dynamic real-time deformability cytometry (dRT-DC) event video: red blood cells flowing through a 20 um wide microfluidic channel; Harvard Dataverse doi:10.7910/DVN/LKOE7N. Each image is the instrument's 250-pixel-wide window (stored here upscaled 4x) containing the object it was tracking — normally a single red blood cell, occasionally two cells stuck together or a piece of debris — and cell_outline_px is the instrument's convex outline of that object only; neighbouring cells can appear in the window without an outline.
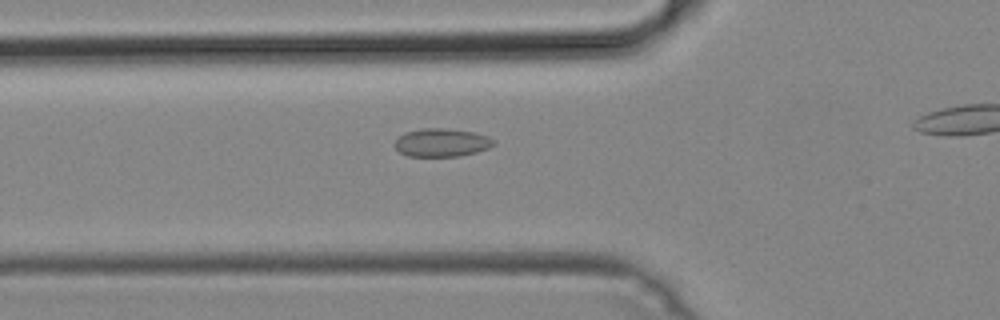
{"species": "common noctule bat (a hibernating species)", "species_latin": "Nyctalus noctula", "temperature_condition": "cold", "stored_images_in_passage": 33, "segment_of_instrument_passage": [1, 2], "camera_frame_rate_fps": 3000, "um_per_image_px": 0.085, "animal": {"sex": "male", "body_mass_g": 19.2, "forearm_length_mm": 51.8}, "frame": {"image": 1, "passage_image": 9, "time_ms": 2.667, "image_size_px": [1000, 320], "cell_outline_px": [[496, 144], [488, 148], [476, 152], [460, 156], [408, 156], [400, 152], [392, 144], [404, 132], [420, 128], [448, 128], [476, 132], [488, 136], [496, 140]], "centroid_in_image_um": [37.56, 12.1], "position_along_channel_um": 88.2, "area_um2": 16.53}}
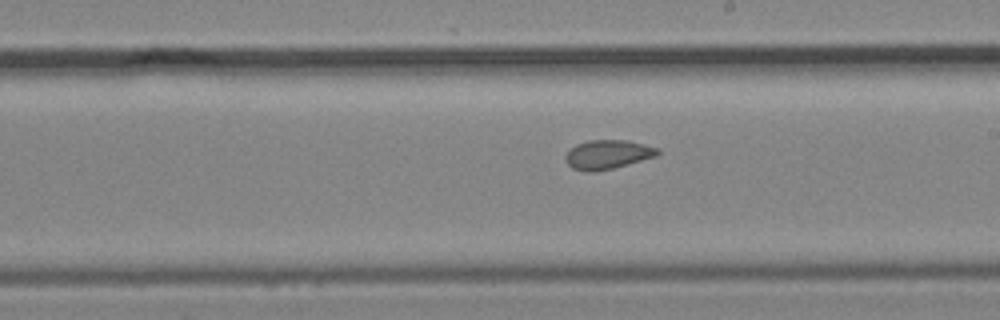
{"frame": {"image": 2, "passage_image": 20, "time_ms": 6.333, "image_size_px": [1000, 320], "cell_outline_px": [[660, 152], [656, 156], [628, 164], [596, 172], [584, 172], [572, 168], [564, 160], [564, 156], [576, 144], [588, 140], [628, 140], [660, 148]], "centroid_in_image_um": [51.64, 13.13], "position_along_channel_um": 237.4, "area_um2": 15.72}}
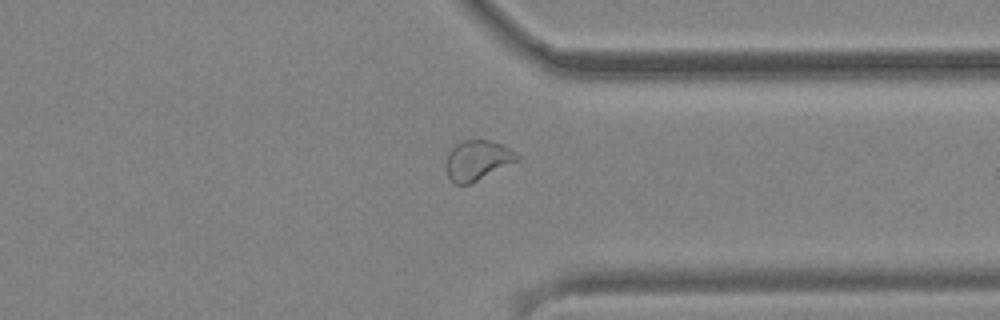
{"frame": {"image": 3, "passage_image": 30, "time_ms": 9.667, "image_size_px": [1000, 320], "cell_outline_px": [[520, 160], [468, 184], [456, 184], [448, 176], [444, 164], [448, 152], [460, 140], [488, 140], [500, 144], [516, 152], [520, 156]], "centroid_in_image_um": [40.56, 13.61], "position_along_channel_um": 370.8, "area_um2": 16.47}}